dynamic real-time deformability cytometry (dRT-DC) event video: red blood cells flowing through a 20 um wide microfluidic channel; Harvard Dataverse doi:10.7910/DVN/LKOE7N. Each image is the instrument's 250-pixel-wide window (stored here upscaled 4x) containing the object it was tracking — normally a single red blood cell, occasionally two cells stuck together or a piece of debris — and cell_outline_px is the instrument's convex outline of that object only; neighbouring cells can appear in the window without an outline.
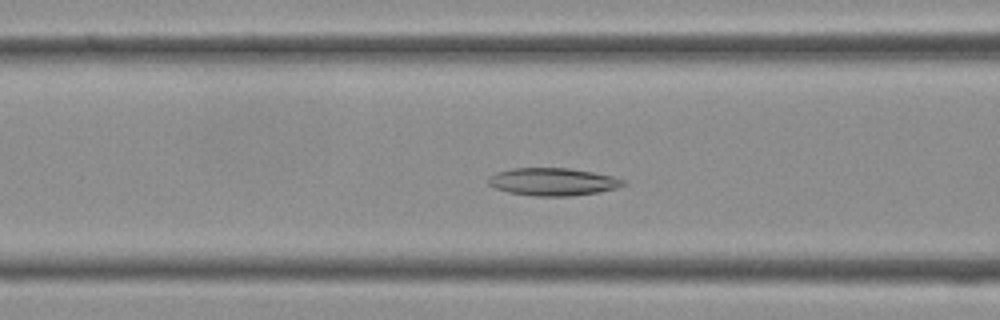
{"species": "Egyptian fruit bat (a non-hibernating species)", "species_latin": "Rousettus aegyptiacus", "temperature_condition": "cold", "stored_images_in_passage": 31, "segment_of_instrument_passage": [1, 2], "camera_frame_rate_fps": 3000, "um_per_image_px": 0.085, "frame": {"image": 1, "passage_image": 6, "time_ms": 1.667, "image_size_px": [1000, 320], "cell_outline_px": [[628, 184], [616, 188], [600, 192], [572, 196], [536, 196], [508, 192], [496, 188], [488, 184], [488, 176], [496, 172], [512, 168], [568, 168], [592, 172], [612, 176], [628, 180]], "centroid_in_image_um": [47.02, 15.45], "position_along_channel_um": 119.6, "area_um2": 21.91}}
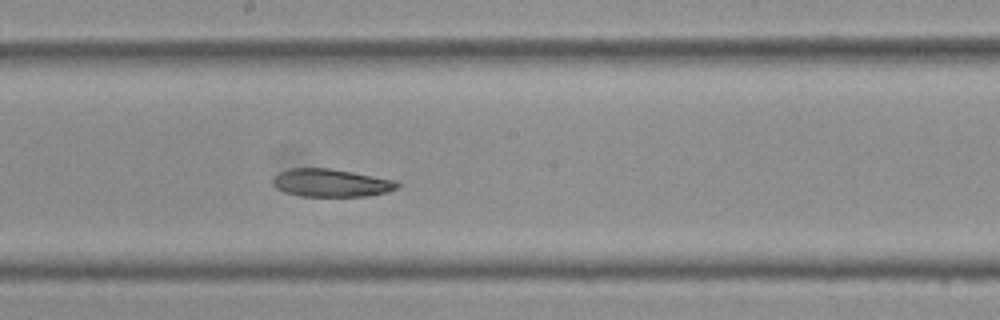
{"frame": {"image": 2, "passage_image": 12, "time_ms": 3.667, "image_size_px": [1000, 320], "cell_outline_px": [[400, 184], [396, 188], [388, 192], [368, 196], [304, 196], [284, 192], [276, 188], [272, 184], [272, 180], [280, 172], [292, 168], [332, 168], [396, 180]], "centroid_in_image_um": [28.16, 15.54], "position_along_channel_um": 220.0, "area_um2": 20.23}}
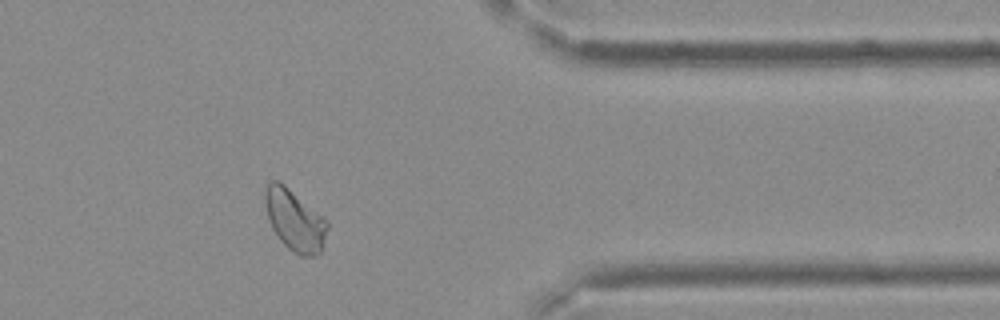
{"frame": {"image": 3, "passage_image": 23, "time_ms": 7.333, "image_size_px": [1000, 320], "cell_outline_px": [[328, 228], [320, 252], [316, 256], [300, 256], [288, 248], [280, 240], [272, 228], [268, 220], [264, 200], [264, 188], [268, 180], [276, 180], [284, 184], [320, 216], [328, 224]], "centroid_in_image_um": [24.99, 18.72], "position_along_channel_um": 386.4, "area_um2": 21.85}}